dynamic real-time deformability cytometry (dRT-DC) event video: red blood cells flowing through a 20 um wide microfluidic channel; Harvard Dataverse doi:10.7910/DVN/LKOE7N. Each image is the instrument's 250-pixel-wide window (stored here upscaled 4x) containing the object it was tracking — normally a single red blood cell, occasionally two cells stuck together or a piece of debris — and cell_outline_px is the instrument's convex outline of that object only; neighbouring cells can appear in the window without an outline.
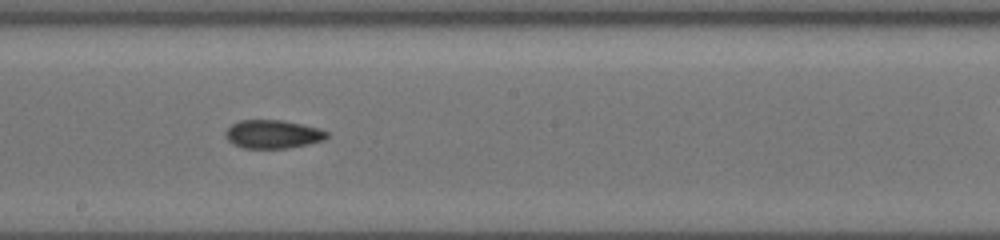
{"species": "common noctule bat (a hibernating species)", "species_latin": "Nyctalus noctula", "temperature_condition": "cold", "stored_images_in_passage": 11, "segment_of_instrument_passage": [1, 2], "camera_frame_rate_fps": 3000, "um_per_image_px": 0.085, "animal": {"sex": "female", "body_mass_g": 19.5, "forearm_length_mm": 54.1}, "frame": {"image": 1, "passage_image": 8, "time_ms": 6.333, "image_size_px": [1000, 240], "cell_outline_px": [[328, 136], [324, 140], [308, 144], [288, 148], [244, 148], [232, 144], [228, 140], [224, 132], [232, 124], [240, 120], [284, 120], [320, 128], [328, 132]], "centroid_in_image_um": [23.2, 11.4], "position_along_channel_um": 225.0, "area_um2": 16.88}}
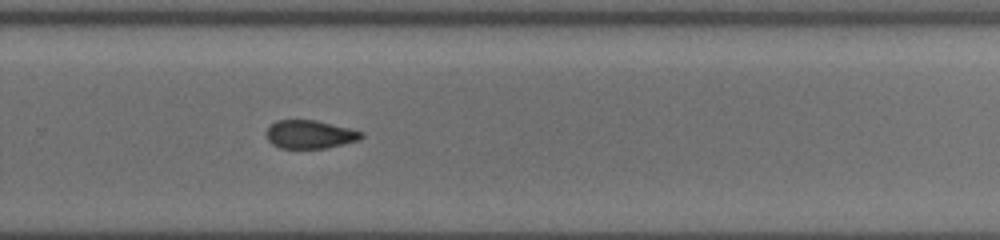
{"frame": {"image": 2, "passage_image": 10, "time_ms": 8.333, "image_size_px": [1000, 240], "cell_outline_px": [[364, 136], [360, 140], [328, 148], [280, 148], [272, 144], [268, 140], [268, 128], [276, 120], [316, 120], [364, 132]], "centroid_in_image_um": [26.38, 11.43], "position_along_channel_um": 303.4, "area_um2": 15.61}}